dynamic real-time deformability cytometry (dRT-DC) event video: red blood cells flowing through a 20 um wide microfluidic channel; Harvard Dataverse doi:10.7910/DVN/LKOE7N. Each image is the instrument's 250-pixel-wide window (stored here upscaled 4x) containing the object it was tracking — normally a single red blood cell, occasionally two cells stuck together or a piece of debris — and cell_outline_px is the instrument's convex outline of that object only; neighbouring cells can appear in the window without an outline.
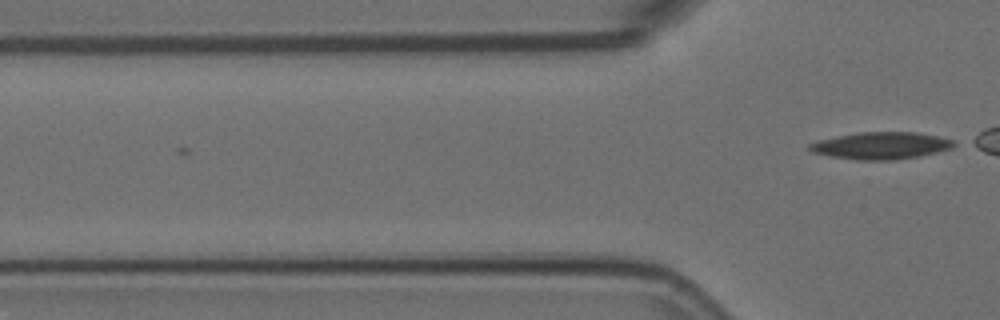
{"species": "Egyptian fruit bat (a non-hibernating species)", "species_latin": "Rousettus aegyptiacus", "temperature_condition": "room temperature", "stored_images_in_passage": 5, "camera_frame_rate_fps": 3000, "um_per_image_px": 0.085, "animal": {"sex": "female"}, "frame": {"image": 1, "passage_image": 5, "time_ms": 1.333, "image_size_px": [1000, 320], "cell_outline_px": [[960, 144], [952, 148], [920, 156], [892, 160], [856, 160], [828, 156], [812, 152], [808, 148], [808, 144], [820, 140], [836, 136], [860, 132], [916, 132], [940, 136], [956, 140]], "centroid_in_image_um": [74.94, 12.37], "position_along_channel_um": 50.9, "area_um2": 23.06}}